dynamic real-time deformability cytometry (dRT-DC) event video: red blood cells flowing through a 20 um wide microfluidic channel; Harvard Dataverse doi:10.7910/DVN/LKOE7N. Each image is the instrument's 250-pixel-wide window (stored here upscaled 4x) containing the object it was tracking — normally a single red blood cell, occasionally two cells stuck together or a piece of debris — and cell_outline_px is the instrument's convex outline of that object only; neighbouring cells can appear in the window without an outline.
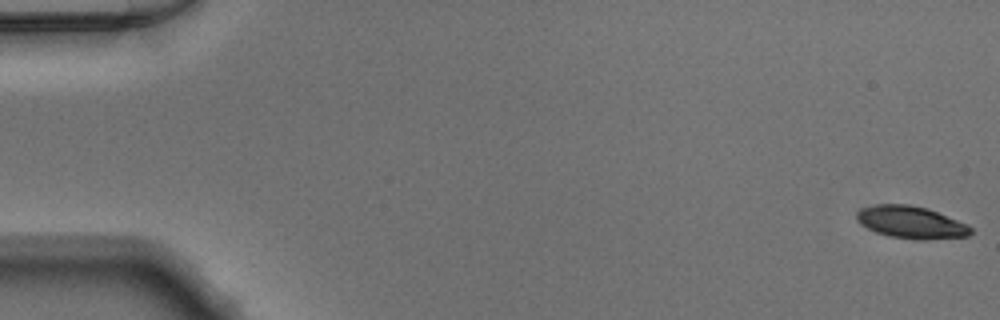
{"species": "Egyptian fruit bat (a non-hibernating species)", "species_latin": "Rousettus aegyptiacus", "temperature_condition": "warm", "stored_images_in_passage": 50, "camera_frame_rate_fps": 3000, "um_per_image_px": 0.085, "animal": {"sex": "male"}, "frame": {"image": 1, "passage_image": 1, "time_ms": 0.0, "image_size_px": [1000, 320], "cell_outline_px": [[972, 232], [968, 236], [924, 240], [916, 240], [888, 236], [876, 232], [868, 228], [856, 220], [856, 212], [860, 208], [876, 204], [908, 204], [928, 208], [968, 224], [972, 228]], "centroid_in_image_um": [77.44, 18.89], "position_along_channel_um": 7.6, "area_um2": 21.68}}
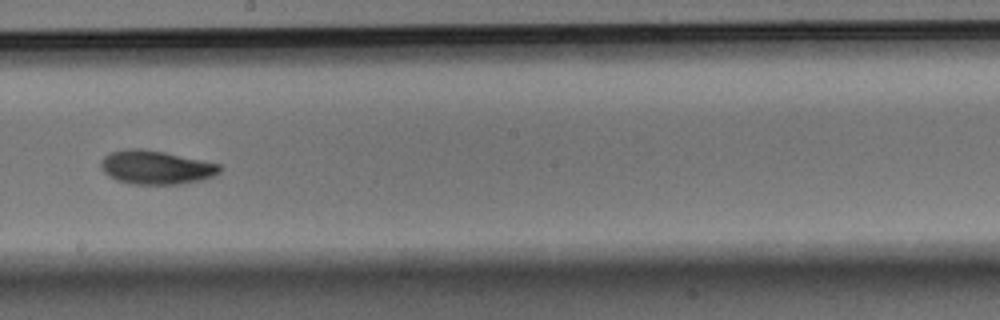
{"frame": {"image": 2, "passage_image": 29, "time_ms": 9.333, "image_size_px": [1000, 320], "cell_outline_px": [[224, 168], [220, 172], [204, 180], [180, 184], [128, 184], [116, 180], [108, 176], [100, 168], [100, 160], [108, 152], [128, 148], [140, 148], [164, 152], [220, 164]], "centroid_in_image_um": [13.23, 14.23], "position_along_channel_um": 235.0, "area_um2": 23.7}}
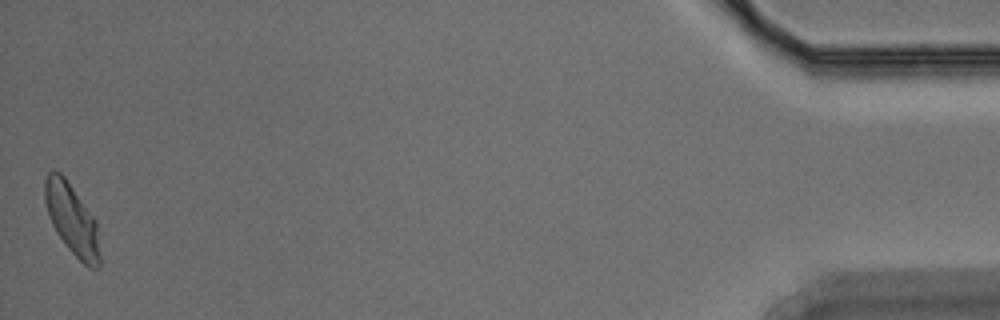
{"frame": {"image": 3, "passage_image": 50, "time_ms": 16.333, "image_size_px": [1000, 320], "cell_outline_px": [[100, 264], [96, 268], [88, 268], [68, 248], [56, 232], [52, 224], [44, 200], [44, 180], [48, 172], [60, 172], [64, 176], [96, 220], [100, 252]], "centroid_in_image_um": [6.12, 18.66], "position_along_channel_um": 429.1, "area_um2": 22.48}}